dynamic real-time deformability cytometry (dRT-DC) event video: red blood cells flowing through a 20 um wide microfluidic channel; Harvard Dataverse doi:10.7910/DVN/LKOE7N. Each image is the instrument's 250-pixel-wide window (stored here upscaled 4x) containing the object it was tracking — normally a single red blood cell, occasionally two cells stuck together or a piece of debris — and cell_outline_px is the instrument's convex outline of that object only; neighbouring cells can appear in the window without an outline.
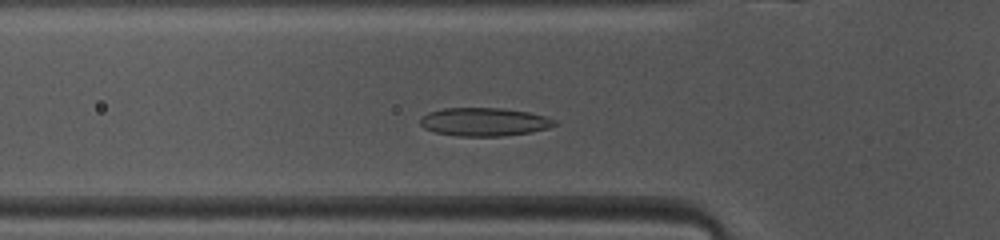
{"species": "common noctule bat (a hibernating species)", "species_latin": "Nyctalus noctula", "temperature_condition": "warm", "stored_images_in_passage": 40, "camera_frame_rate_fps": 3000, "um_per_image_px": 0.085, "animal": {"sex": "female", "body_mass_g": 10.0, "forearm_length_mm": 53.1}, "frame": {"image": 1, "passage_image": 6, "time_ms": 1.667, "image_size_px": [1000, 240], "cell_outline_px": [[556, 124], [548, 128], [532, 132], [500, 136], [456, 136], [436, 132], [424, 128], [420, 124], [420, 120], [428, 112], [444, 108], [504, 108], [528, 112], [544, 116], [556, 120]], "centroid_in_image_um": [41.16, 10.36], "position_along_channel_um": 84.6, "area_um2": 22.08}}
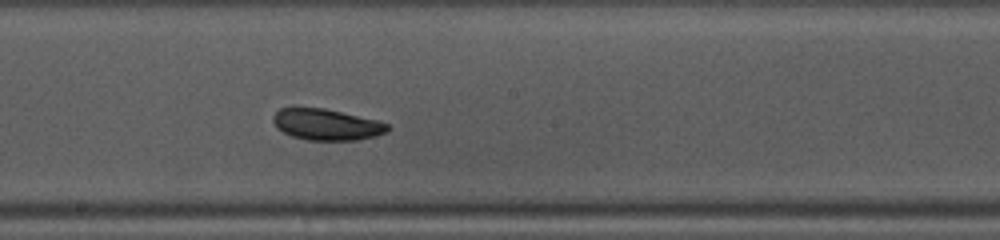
{"frame": {"image": 2, "passage_image": 16, "time_ms": 5.0, "image_size_px": [1000, 240], "cell_outline_px": [[392, 128], [388, 132], [376, 136], [356, 140], [308, 140], [292, 136], [276, 128], [272, 120], [272, 116], [280, 108], [296, 104], [324, 108], [376, 120], [388, 124]], "centroid_in_image_um": [27.7, 10.55], "position_along_channel_um": 220.5, "area_um2": 21.44}}
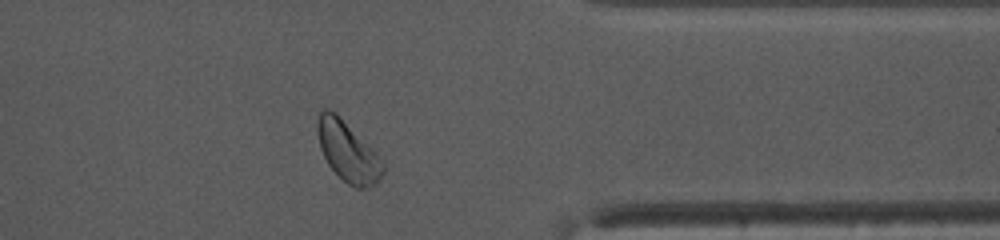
{"frame": {"image": 3, "passage_image": 29, "time_ms": 9.333, "image_size_px": [1000, 240], "cell_outline_px": [[384, 172], [380, 180], [372, 188], [356, 188], [348, 184], [328, 164], [320, 148], [316, 128], [316, 124], [320, 108], [328, 108], [336, 112], [384, 160]], "centroid_in_image_um": [29.58, 12.86], "position_along_channel_um": 381.8, "area_um2": 23.24}, "authors_computed_cell_mechanics": {"area_um2": 21.4438, "velocity_mm_per_s": 4.0507, "shape_relaxation_time_tau1_ms": 8.5927, "shape_relaxation_time_tau2_ms": null, "deformation_change_tau1": 0.1693, "deformation_change_tau2": null}}